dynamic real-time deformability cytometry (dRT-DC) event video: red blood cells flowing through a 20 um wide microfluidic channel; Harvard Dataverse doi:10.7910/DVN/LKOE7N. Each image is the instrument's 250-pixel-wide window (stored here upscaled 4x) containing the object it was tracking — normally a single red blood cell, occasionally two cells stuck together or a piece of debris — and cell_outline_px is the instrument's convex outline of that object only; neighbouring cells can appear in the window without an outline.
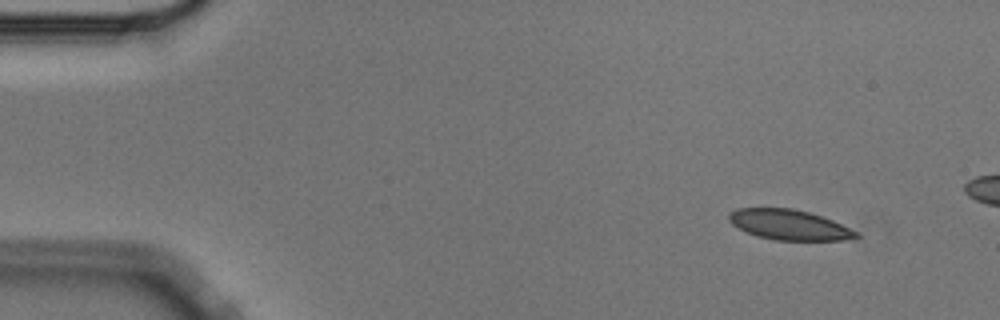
{"species": "Egyptian fruit bat (a non-hibernating species)", "species_latin": "Rousettus aegyptiacus", "temperature_condition": "cold", "stored_images_in_passage": 11, "camera_frame_rate_fps": 3000, "um_per_image_px": 0.085, "animal": {"sex": "male"}, "frame": {"image": 1, "passage_image": 1, "time_ms": 0.0, "image_size_px": [1000, 320], "cell_outline_px": [[860, 236], [844, 240], [776, 240], [756, 236], [732, 224], [728, 220], [728, 212], [736, 208], [792, 208], [808, 212], [832, 220], [860, 232]], "centroid_in_image_um": [67.07, 19.1], "position_along_channel_um": 17.9, "area_um2": 22.37}}